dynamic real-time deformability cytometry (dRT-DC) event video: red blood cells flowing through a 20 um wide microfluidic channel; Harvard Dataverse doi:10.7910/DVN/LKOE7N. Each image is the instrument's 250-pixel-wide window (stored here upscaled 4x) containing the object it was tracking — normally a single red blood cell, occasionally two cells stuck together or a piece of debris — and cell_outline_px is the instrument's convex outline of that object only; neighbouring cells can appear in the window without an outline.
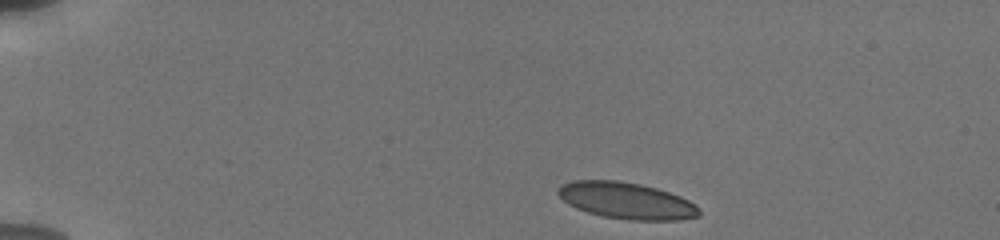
{"species": "human", "species_latin": "Homo sapiens", "temperature_condition": "cold", "stored_images_in_passage": 12, "camera_frame_rate_fps": 3000, "um_per_image_px": 0.085, "donor": {"sex": "male"}, "frame": {"image": 1, "passage_image": 1, "time_ms": 0.0, "image_size_px": [1000, 240], "cell_outline_px": [[700, 216], [676, 220], [628, 220], [604, 216], [588, 212], [576, 208], [568, 204], [556, 192], [564, 184], [572, 180], [616, 180], [640, 184], [656, 188], [680, 196], [696, 204], [700, 212]], "centroid_in_image_um": [53.26, 17.05], "position_along_channel_um": 31.7, "area_um2": 29.82}}
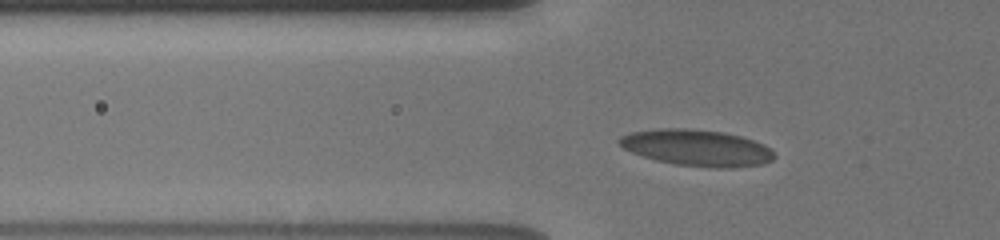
{"frame": {"image": 2, "passage_image": 7, "time_ms": 3.0, "image_size_px": [1000, 240], "cell_outline_px": [[776, 156], [772, 160], [760, 164], [732, 168], [712, 168], [676, 164], [656, 160], [632, 152], [624, 148], [616, 140], [620, 136], [632, 132], [660, 128], [684, 128], [724, 132], [740, 136], [764, 144]], "centroid_in_image_um": [59.22, 12.56], "position_along_channel_um": 66.6, "area_um2": 32.66}}
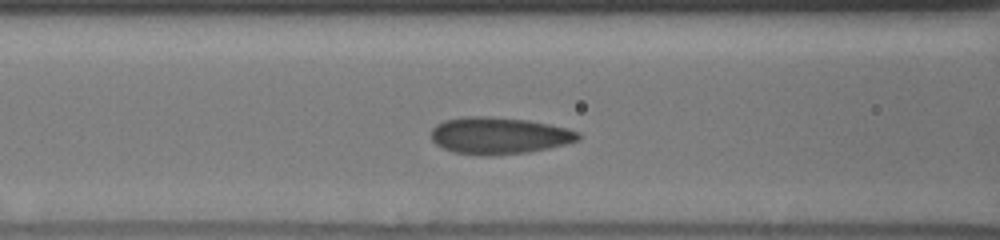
{"frame": {"image": 3, "passage_image": 11, "time_ms": 4.667, "image_size_px": [1000, 240], "cell_outline_px": [[580, 140], [548, 148], [528, 152], [492, 156], [480, 156], [452, 152], [436, 144], [432, 140], [432, 128], [436, 124], [444, 120], [464, 116], [492, 116], [528, 120], [568, 128], [580, 132]], "centroid_in_image_um": [42.41, 11.53], "position_along_channel_um": 124.2, "area_um2": 31.91}}